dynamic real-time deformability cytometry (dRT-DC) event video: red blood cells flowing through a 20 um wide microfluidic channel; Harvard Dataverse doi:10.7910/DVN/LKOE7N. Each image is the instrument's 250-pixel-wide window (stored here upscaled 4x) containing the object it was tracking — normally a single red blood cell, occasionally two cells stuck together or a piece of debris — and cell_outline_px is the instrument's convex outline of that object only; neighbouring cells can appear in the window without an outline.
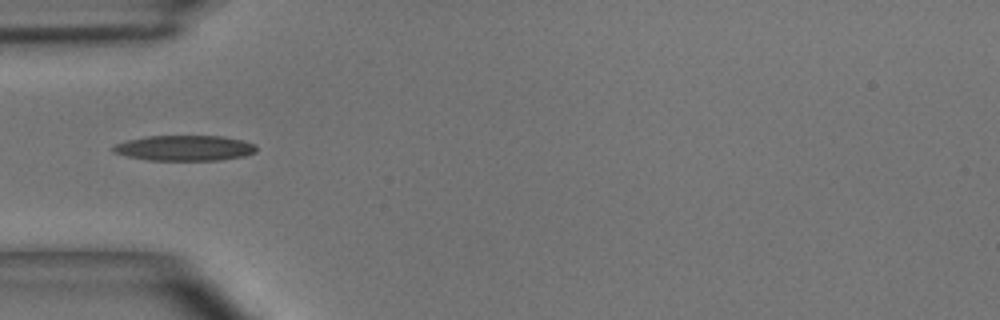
{"species": "common noctule bat (a hibernating species)", "species_latin": "Nyctalus noctula", "temperature_condition": "room temperature", "stored_images_in_passage": 17, "camera_frame_rate_fps": 3000, "um_per_image_px": 0.085, "animal": {"sex": "male", "body_mass_g": 15.6}, "frame": {"image": 1, "passage_image": 8, "time_ms": 2.333, "image_size_px": [1000, 320], "cell_outline_px": [[256, 152], [244, 156], [220, 160], [148, 160], [128, 156], [112, 152], [112, 148], [116, 144], [128, 140], [148, 136], [224, 136], [244, 140], [252, 144], [256, 148]], "centroid_in_image_um": [15.7, 12.58], "position_along_channel_um": 69.3, "area_um2": 21.1}}